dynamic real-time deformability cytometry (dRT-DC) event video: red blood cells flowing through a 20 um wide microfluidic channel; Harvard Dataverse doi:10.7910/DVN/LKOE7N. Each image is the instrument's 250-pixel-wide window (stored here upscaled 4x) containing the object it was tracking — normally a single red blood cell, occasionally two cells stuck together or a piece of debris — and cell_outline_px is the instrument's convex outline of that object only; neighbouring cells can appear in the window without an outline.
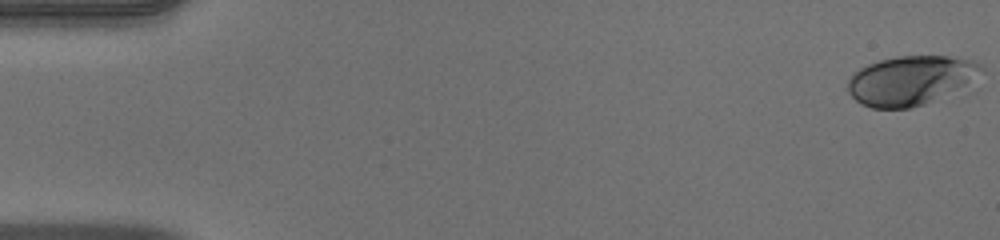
{"species": "human", "species_latin": "Homo sapiens", "temperature_condition": "warm", "stored_images_in_passage": 51, "camera_frame_rate_fps": 3000, "um_per_image_px": 0.085, "donor": {"sex": "male"}, "frame": {"image": 1, "passage_image": 1, "time_ms": 0.0, "image_size_px": [1000, 240], "cell_outline_px": [[984, 68], [980, 88], [976, 92], [912, 108], [872, 108], [860, 104], [848, 92], [848, 80], [860, 68], [868, 64], [880, 60], [896, 56], [948, 56], [972, 60], [980, 64]], "centroid_in_image_um": [77.72, 6.89], "position_along_channel_um": 7.3, "area_um2": 41.1}}
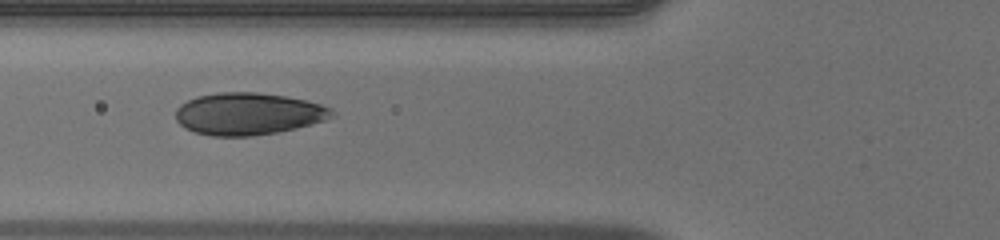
{"frame": {"image": 2, "passage_image": 20, "time_ms": 6.333, "image_size_px": [1000, 240], "cell_outline_px": [[336, 112], [332, 116], [324, 120], [312, 124], [296, 128], [276, 132], [252, 136], [212, 136], [196, 132], [184, 128], [176, 120], [176, 108], [180, 104], [196, 96], [216, 92], [256, 92], [284, 96], [308, 100], [332, 108]], "centroid_in_image_um": [21.09, 9.66], "position_along_channel_um": 104.7, "area_um2": 38.49}}
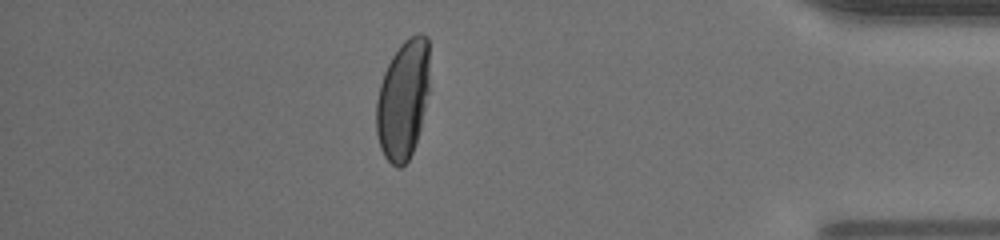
{"frame": {"image": 3, "passage_image": 45, "time_ms": 14.667, "image_size_px": [1000, 240], "cell_outline_px": [[428, 92], [420, 128], [412, 152], [408, 160], [400, 168], [396, 168], [384, 156], [380, 148], [376, 132], [376, 100], [380, 84], [384, 72], [392, 56], [400, 44], [408, 36], [416, 32], [420, 32], [428, 36]], "centroid_in_image_um": [34.24, 8.44], "position_along_channel_um": 401.0, "area_um2": 37.11}, "authors_computed_cell_mechanics": {"area_um2": 37.859, "velocity_mm_per_s": 4.0127, "shape_relaxation_time_tau1_ms": 5.5925, "shape_relaxation_time_tau2_ms": null, "deformation_change_tau1": 0.2264, "deformation_change_tau2": null}}